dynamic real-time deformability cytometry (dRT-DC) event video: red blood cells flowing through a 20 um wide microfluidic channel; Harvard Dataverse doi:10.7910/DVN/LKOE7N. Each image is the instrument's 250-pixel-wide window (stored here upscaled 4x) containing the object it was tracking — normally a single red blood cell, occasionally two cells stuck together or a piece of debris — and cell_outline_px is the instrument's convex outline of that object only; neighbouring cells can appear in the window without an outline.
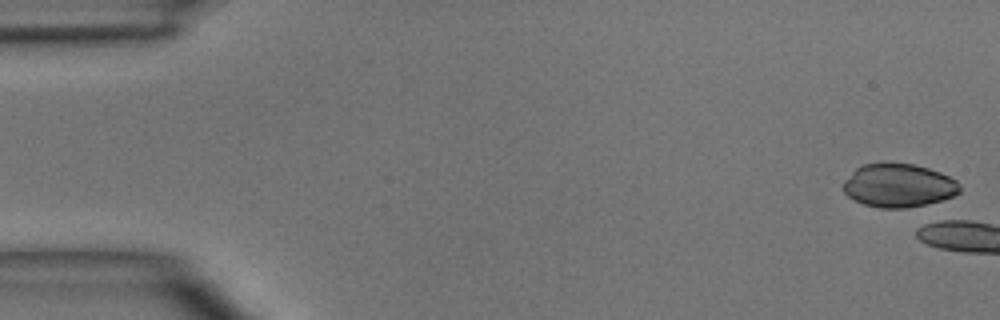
{"species": "common noctule bat (a hibernating species)", "species_latin": "Nyctalus noctula", "temperature_condition": "room temperature", "stored_images_in_passage": 5, "camera_frame_rate_fps": 3000, "um_per_image_px": 0.085, "animal": {"sex": "male", "body_mass_g": 15.6}, "frame": {"image": 1, "passage_image": 1, "time_ms": 0.0, "image_size_px": [1000, 320], "cell_outline_px": [[960, 192], [956, 196], [944, 200], [908, 208], [880, 208], [864, 204], [852, 200], [844, 192], [844, 180], [856, 168], [864, 164], [912, 164], [928, 168], [940, 172], [956, 180], [960, 184]], "centroid_in_image_um": [76.4, 15.79], "position_along_channel_um": 8.6, "area_um2": 29.48}}